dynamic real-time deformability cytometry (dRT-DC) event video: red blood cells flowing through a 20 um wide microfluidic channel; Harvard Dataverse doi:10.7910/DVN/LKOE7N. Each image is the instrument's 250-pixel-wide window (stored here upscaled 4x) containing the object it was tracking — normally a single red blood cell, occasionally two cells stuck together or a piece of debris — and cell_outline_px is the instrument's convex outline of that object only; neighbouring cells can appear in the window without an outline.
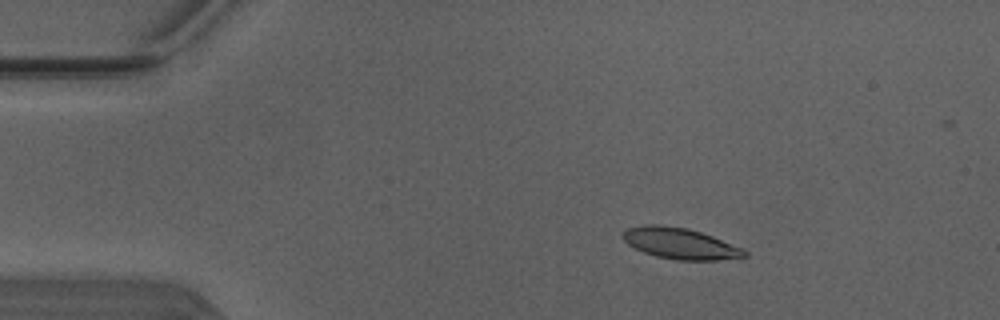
{"species": "Egyptian fruit bat (a non-hibernating species)", "species_latin": "Rousettus aegyptiacus", "temperature_condition": "warm", "stored_images_in_passage": 44, "segment_of_instrument_passage": [1, 2], "camera_frame_rate_fps": 3000, "um_per_image_px": 0.085, "animal": {"sex": "male"}, "frame": {"image": 1, "passage_image": 1, "time_ms": 0.0, "image_size_px": [1000, 320], "cell_outline_px": [[748, 256], [716, 260], [676, 260], [656, 256], [644, 252], [628, 244], [624, 240], [624, 232], [628, 228], [648, 224], [656, 224], [688, 228], [712, 236], [744, 248], [748, 252]], "centroid_in_image_um": [57.86, 20.7], "position_along_channel_um": 27.1, "area_um2": 21.85}}
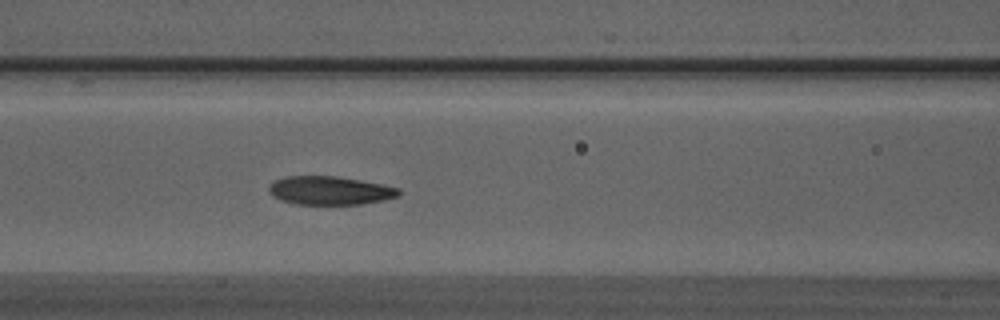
{"frame": {"image": 2, "passage_image": 14, "time_ms": 4.333, "image_size_px": [1000, 320], "cell_outline_px": [[400, 196], [384, 200], [360, 204], [296, 204], [280, 200], [272, 196], [268, 192], [268, 188], [276, 180], [284, 176], [336, 176], [384, 184], [400, 188]], "centroid_in_image_um": [28.06, 16.19], "position_along_channel_um": 138.5, "area_um2": 21.68}}
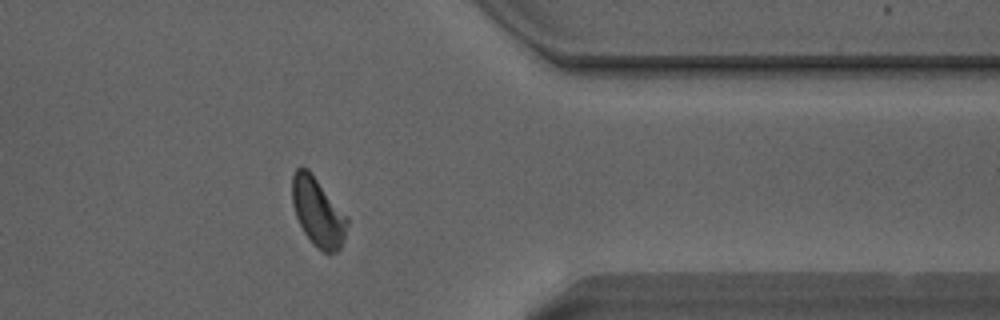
{"frame": {"image": 3, "passage_image": 33, "time_ms": 10.667, "image_size_px": [1000, 320], "cell_outline_px": [[348, 224], [344, 240], [340, 248], [336, 252], [324, 252], [316, 248], [304, 232], [296, 216], [292, 204], [292, 176], [296, 168], [308, 168], [312, 172], [348, 216]], "centroid_in_image_um": [27.03, 18.01], "position_along_channel_um": 384.4, "area_um2": 22.2}}